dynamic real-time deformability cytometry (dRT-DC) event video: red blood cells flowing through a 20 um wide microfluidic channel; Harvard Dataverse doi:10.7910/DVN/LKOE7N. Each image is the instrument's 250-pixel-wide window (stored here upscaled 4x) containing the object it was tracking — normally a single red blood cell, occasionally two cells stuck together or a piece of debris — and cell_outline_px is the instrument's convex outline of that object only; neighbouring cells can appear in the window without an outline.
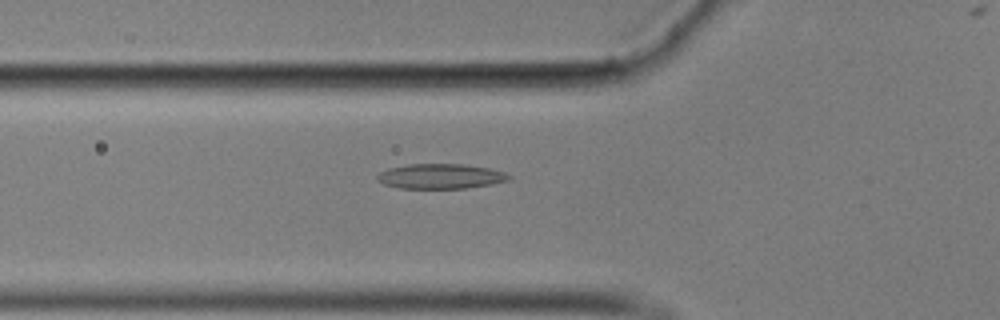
{"species": "common noctule bat (a hibernating species)", "species_latin": "Nyctalus noctula", "temperature_condition": "cold", "stored_images_in_passage": 57, "camera_frame_rate_fps": 3000, "um_per_image_px": 0.085, "animal": {"sex": "male", "body_mass_g": 17.9}, "frame": {"image": 1, "passage_image": 20, "time_ms": 6.333, "image_size_px": [1000, 320], "cell_outline_px": [[512, 176], [508, 180], [492, 184], [468, 188], [400, 188], [384, 184], [376, 180], [376, 176], [380, 172], [388, 168], [408, 164], [460, 164], [488, 168], [504, 172]], "centroid_in_image_um": [37.42, 14.98], "position_along_channel_um": 88.4, "area_um2": 19.07}}
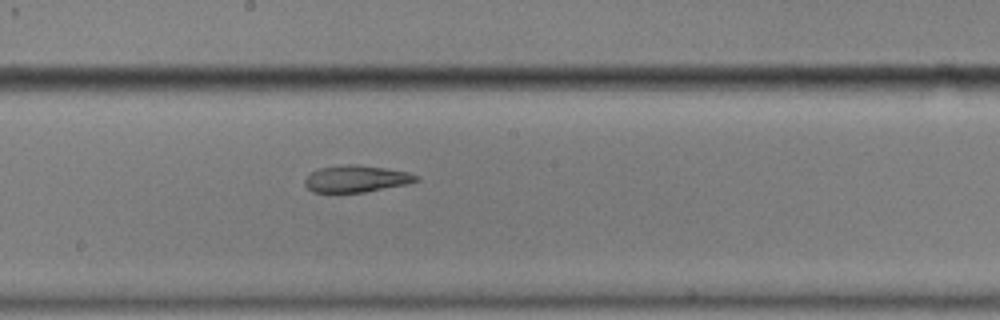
{"frame": {"image": 2, "passage_image": 31, "time_ms": 10.0, "image_size_px": [1000, 320], "cell_outline_px": [[420, 180], [404, 184], [364, 192], [312, 192], [304, 184], [304, 180], [312, 172], [320, 168], [348, 164], [356, 164], [384, 168], [408, 172], [420, 176]], "centroid_in_image_um": [30.28, 15.19], "position_along_channel_um": 217.9, "area_um2": 17.17}}
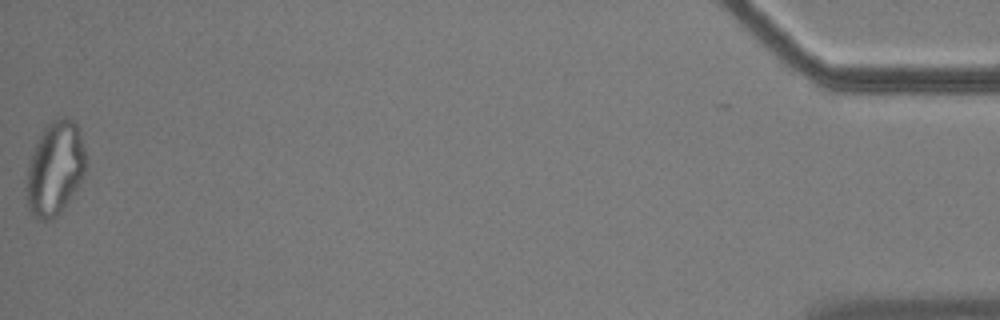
{"frame": {"image": 3, "passage_image": 57, "time_ms": 18.667, "image_size_px": [1000, 320], "cell_outline_px": [[84, 176], [60, 212], [52, 220], [36, 220], [28, 208], [24, 188], [28, 160], [44, 128], [52, 120], [64, 116], [72, 120], [76, 124], [80, 132], [84, 148]], "centroid_in_image_um": [4.62, 14.34], "position_along_channel_um": 430.6, "area_um2": 32.48}, "authors_computed_cell_mechanics": {"area_um2": 19.8832, "velocity_mm_per_s": 3.518, "shape_relaxation_time_tau1_ms": null, "shape_relaxation_time_tau2_ms": 3.9717, "deformation_change_tau1": null, "deformation_change_tau2": 0.1122}}